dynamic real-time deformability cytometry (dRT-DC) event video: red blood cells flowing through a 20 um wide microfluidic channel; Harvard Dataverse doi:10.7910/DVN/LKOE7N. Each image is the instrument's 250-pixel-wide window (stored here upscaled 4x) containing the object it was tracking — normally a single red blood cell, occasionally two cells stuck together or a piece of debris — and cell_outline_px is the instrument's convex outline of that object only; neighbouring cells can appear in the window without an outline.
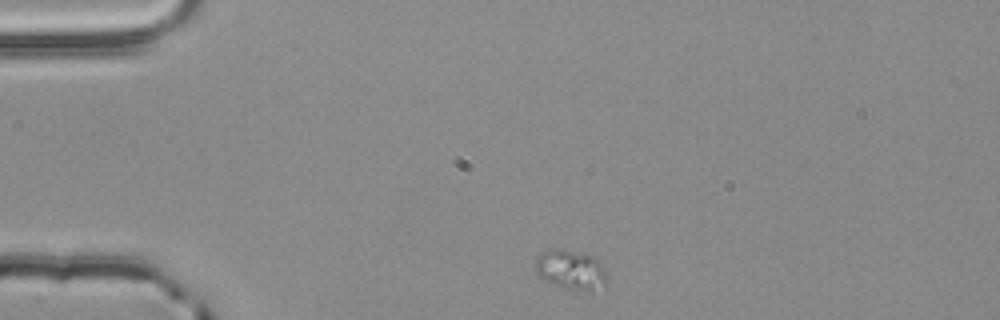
{"species": "common noctule bat (a hibernating species)", "species_latin": "Nyctalus noctula", "temperature_condition": "room temperature", "stored_images_in_passage": 2, "camera_frame_rate_fps": 3000, "um_per_image_px": 0.085, "animal": {"sex": "male", "body_mass_g": 20.4}, "frame": {"image": 1, "passage_image": 1, "time_ms": 0.0, "image_size_px": [1000, 320], "cell_outline_px": [[608, 284], [604, 288], [592, 292], [588, 292], [564, 288], [552, 284], [540, 276], [536, 272], [536, 256], [540, 252], [556, 248], [564, 248], [596, 256], [604, 264]], "centroid_in_image_um": [48.6, 22.93], "position_along_channel_um": 36.4, "area_um2": 17.34}}